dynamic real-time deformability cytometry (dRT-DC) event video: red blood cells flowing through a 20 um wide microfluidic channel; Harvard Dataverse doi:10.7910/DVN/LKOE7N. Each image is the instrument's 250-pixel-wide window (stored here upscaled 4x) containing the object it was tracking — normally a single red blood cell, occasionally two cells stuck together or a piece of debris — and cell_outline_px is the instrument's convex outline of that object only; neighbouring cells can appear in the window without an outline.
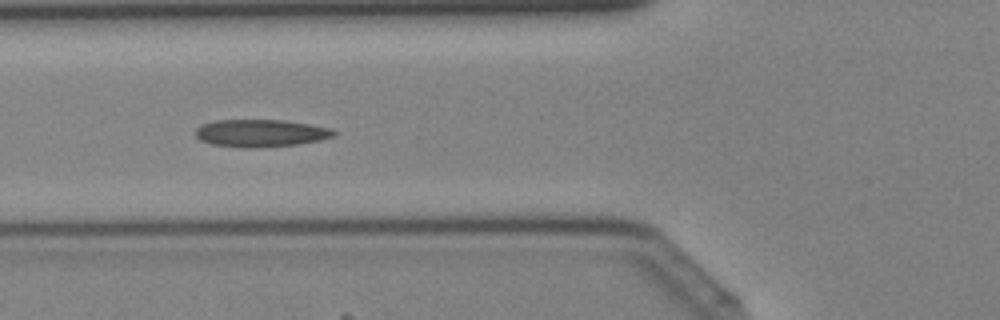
{"species": "Egyptian fruit bat (a non-hibernating species)", "species_latin": "Rousettus aegyptiacus", "temperature_condition": "cold", "stored_images_in_passage": 30, "camera_frame_rate_fps": 3000, "um_per_image_px": 0.085, "animal": {"sex": "female"}, "frame": {"image": 1, "passage_image": 4, "time_ms": 1.0, "image_size_px": [1000, 320], "cell_outline_px": [[336, 136], [320, 140], [300, 144], [256, 148], [244, 148], [212, 144], [200, 140], [196, 136], [196, 128], [204, 124], [216, 120], [284, 120], [332, 128], [336, 132]], "centroid_in_image_um": [22.2, 11.32], "position_along_channel_um": 103.6, "area_um2": 22.2}}
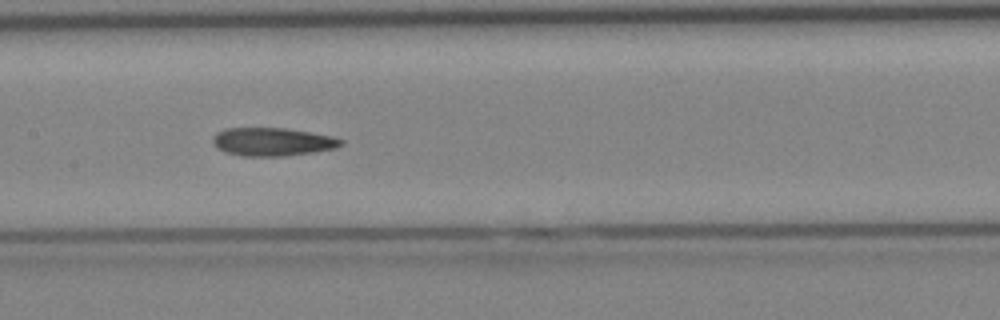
{"frame": {"image": 2, "passage_image": 9, "time_ms": 2.667, "image_size_px": [1000, 320], "cell_outline_px": [[344, 144], [336, 148], [316, 152], [284, 156], [244, 156], [224, 152], [216, 148], [212, 144], [212, 136], [216, 132], [224, 128], [284, 128], [332, 136], [344, 140]], "centroid_in_image_um": [23.13, 12.06], "position_along_channel_um": 184.3, "area_um2": 21.33}}
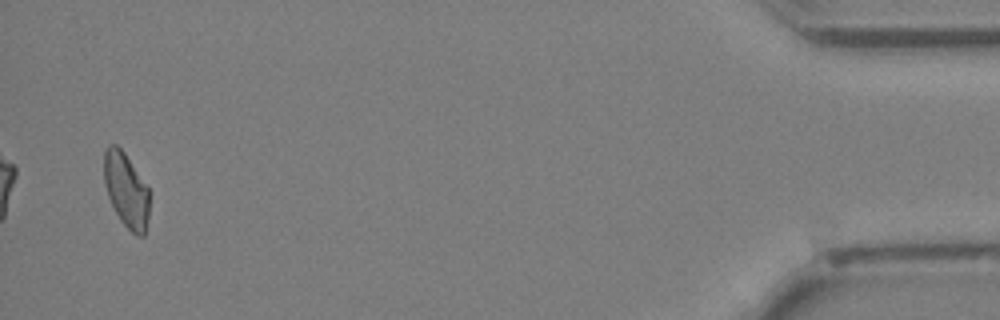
{"frame": {"image": 3, "passage_image": 29, "time_ms": 9.333, "image_size_px": [1000, 320], "cell_outline_px": [[148, 216], [144, 236], [136, 236], [120, 220], [108, 196], [104, 180], [104, 148], [108, 144], [116, 144], [124, 152], [148, 188]], "centroid_in_image_um": [10.7, 16.14], "position_along_channel_um": 424.5, "area_um2": 19.42}}